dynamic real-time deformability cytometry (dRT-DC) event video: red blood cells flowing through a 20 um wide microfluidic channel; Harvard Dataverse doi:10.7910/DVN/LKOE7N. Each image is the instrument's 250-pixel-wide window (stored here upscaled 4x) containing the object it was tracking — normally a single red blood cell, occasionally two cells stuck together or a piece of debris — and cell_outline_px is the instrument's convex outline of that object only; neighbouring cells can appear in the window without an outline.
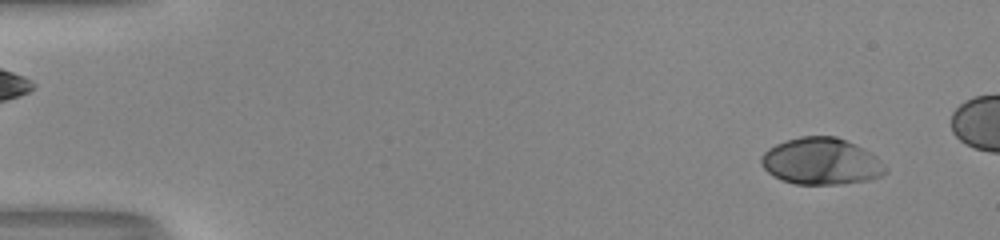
{"species": "human", "species_latin": "Homo sapiens", "temperature_condition": "room temperature", "stored_images_in_passage": 49, "camera_frame_rate_fps": 3000, "um_per_image_px": 0.085, "donor": {"sex": "male"}, "frame": {"image": 1, "passage_image": 4, "time_ms": 1.0, "image_size_px": [1000, 240], "cell_outline_px": [[888, 172], [880, 176], [868, 180], [840, 184], [796, 184], [780, 180], [772, 176], [760, 164], [760, 156], [768, 148], [776, 144], [800, 136], [836, 136], [856, 144], [876, 156], [888, 168]], "centroid_in_image_um": [69.79, 13.72], "position_along_channel_um": 15.2, "area_um2": 34.04}}
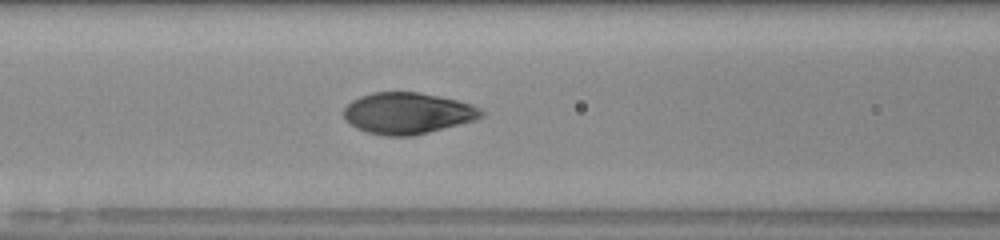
{"frame": {"image": 2, "passage_image": 23, "time_ms": 7.333, "image_size_px": [1000, 240], "cell_outline_px": [[484, 116], [476, 120], [412, 136], [384, 136], [368, 132], [356, 128], [344, 116], [344, 108], [352, 100], [360, 96], [372, 92], [420, 92], [456, 100], [472, 104], [480, 108], [484, 112]], "centroid_in_image_um": [34.67, 9.62], "position_along_channel_um": 131.9, "area_um2": 33.06}}
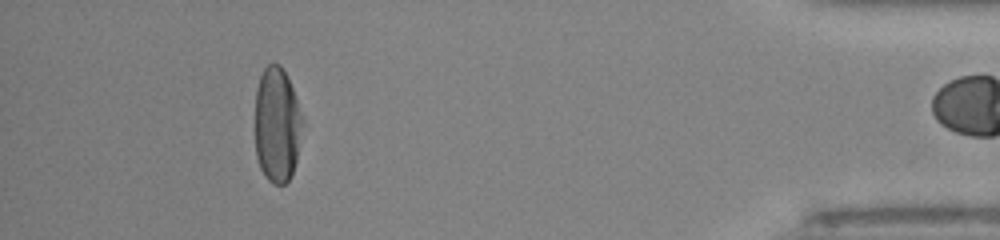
{"frame": {"image": 3, "passage_image": 48, "time_ms": 15.667, "image_size_px": [1000, 240], "cell_outline_px": [[304, 124], [296, 160], [292, 176], [284, 184], [272, 184], [264, 176], [260, 168], [256, 156], [256, 88], [260, 76], [264, 68], [268, 64], [280, 64], [292, 88], [304, 120]], "centroid_in_image_um": [23.56, 10.65], "position_along_channel_um": 411.6, "area_um2": 31.96}, "authors_computed_cell_mechanics": {"area_um2": 33.4084, "velocity_mm_per_s": 4.0352, "shape_relaxation_time_tau1_ms": 3.5916, "shape_relaxation_time_tau2_ms": null, "deformation_change_tau1": 0.2143, "deformation_change_tau2": null}}